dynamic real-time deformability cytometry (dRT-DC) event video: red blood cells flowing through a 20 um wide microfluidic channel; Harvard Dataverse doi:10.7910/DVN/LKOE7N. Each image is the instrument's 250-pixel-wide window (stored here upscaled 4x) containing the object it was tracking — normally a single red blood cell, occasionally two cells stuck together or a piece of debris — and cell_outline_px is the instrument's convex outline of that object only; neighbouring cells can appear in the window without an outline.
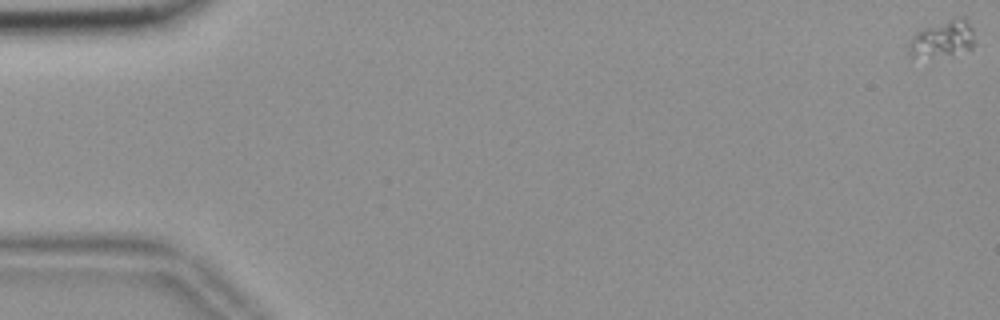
{"species": "common noctule bat (a hibernating species)", "species_latin": "Nyctalus noctula", "temperature_condition": "room temperature", "stored_images_in_passage": 58, "camera_frame_rate_fps": 3000, "um_per_image_px": 0.085, "animal": {"sex": "female", "body_mass_g": 18.4}, "frame": {"image": 1, "passage_image": 1, "time_ms": 0.0, "image_size_px": [1000, 320], "cell_outline_px": [[972, 48], [952, 56], [912, 56], [908, 48], [908, 44], [912, 36], [916, 32], [924, 28], [960, 16], [964, 16], [972, 28]], "centroid_in_image_um": [80.12, 3.31], "position_along_channel_um": 4.9, "area_um2": 13.87}}
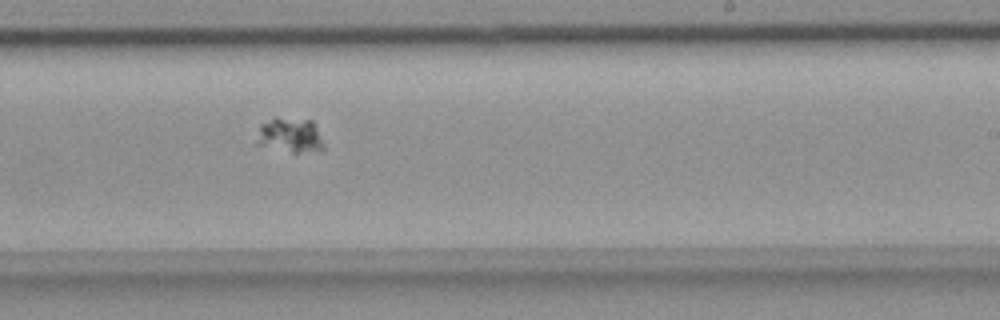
{"frame": {"image": 2, "passage_image": 36, "time_ms": 11.667, "image_size_px": [1000, 320], "cell_outline_px": [[324, 148], [296, 152], [292, 152], [256, 144], [256, 140], [260, 124], [276, 116], [312, 120], [324, 144]], "centroid_in_image_um": [24.61, 11.45], "position_along_channel_um": 264.4, "area_um2": 13.41}}
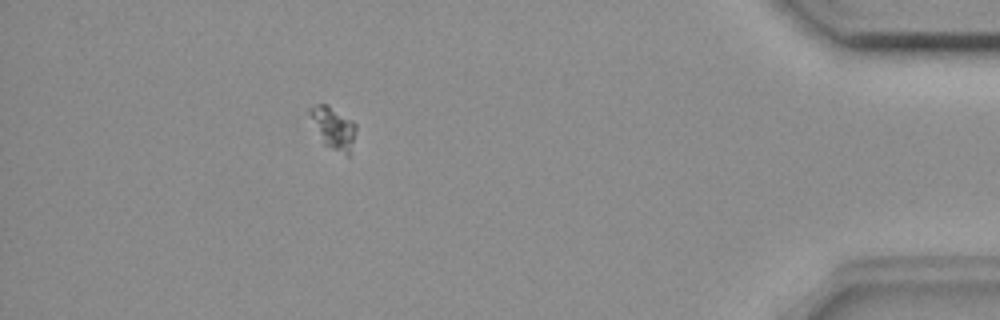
{"frame": {"image": 3, "passage_image": 52, "time_ms": 17.0, "image_size_px": [1000, 320], "cell_outline_px": [[356, 128], [348, 156], [324, 144], [308, 112], [308, 108], [316, 104], [328, 104], [352, 120], [356, 124]], "centroid_in_image_um": [28.33, 10.82], "position_along_channel_um": 406.9, "area_um2": 10.92}}